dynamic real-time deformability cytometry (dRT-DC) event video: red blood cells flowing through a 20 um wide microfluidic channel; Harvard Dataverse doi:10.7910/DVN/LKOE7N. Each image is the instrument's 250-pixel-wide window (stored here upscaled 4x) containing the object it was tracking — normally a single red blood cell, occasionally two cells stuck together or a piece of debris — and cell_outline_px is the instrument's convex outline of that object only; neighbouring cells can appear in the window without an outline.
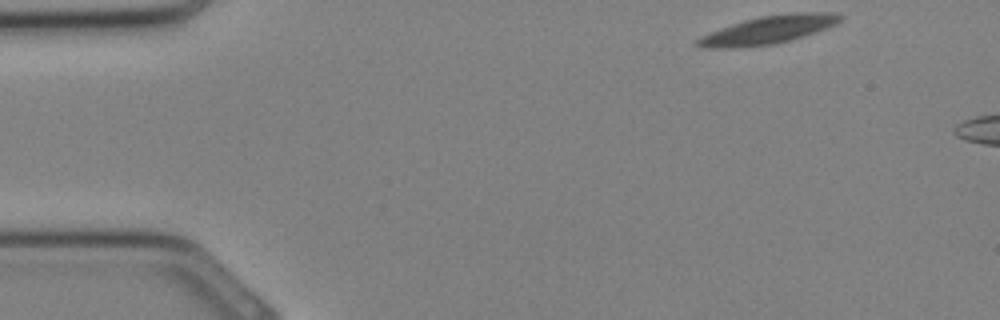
{"species": "Egyptian fruit bat (a non-hibernating species)", "species_latin": "Rousettus aegyptiacus", "temperature_condition": "cold", "stored_images_in_passage": 4, "camera_frame_rate_fps": 3000, "um_per_image_px": 0.085, "animal": {"sex": "female"}, "frame": {"image": 1, "passage_image": 1, "time_ms": 0.0, "image_size_px": [1000, 320], "cell_outline_px": [[844, 16], [836, 24], [804, 36], [776, 44], [736, 48], [700, 48], [696, 44], [696, 40], [700, 36], [720, 28], [744, 20], [760, 16], [792, 12], [840, 12]], "centroid_in_image_um": [65.32, 2.53], "position_along_channel_um": 19.7, "area_um2": 23.52}}